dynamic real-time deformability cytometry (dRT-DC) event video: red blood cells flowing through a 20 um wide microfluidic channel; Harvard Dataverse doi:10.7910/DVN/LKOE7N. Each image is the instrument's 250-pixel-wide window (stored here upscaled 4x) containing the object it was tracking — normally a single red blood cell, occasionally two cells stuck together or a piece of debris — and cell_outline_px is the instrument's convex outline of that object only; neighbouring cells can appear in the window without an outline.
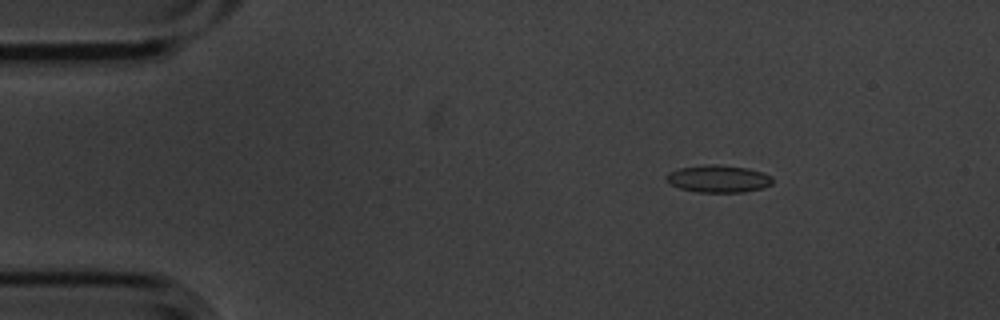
{"species": "common noctule bat (a hibernating species)", "species_latin": "Nyctalus noctula", "temperature_condition": "cold", "stored_images_in_passage": 5, "camera_frame_rate_fps": 3000, "um_per_image_px": 0.085, "animal": {"sex": "male", "body_mass_g": 20.1, "forearm_length_mm": 53.5}, "frame": {"image": 1, "passage_image": 3, "time_ms": 0.667, "image_size_px": [1000, 320], "cell_outline_px": [[772, 184], [764, 188], [744, 192], [696, 192], [680, 188], [664, 180], [664, 176], [668, 172], [680, 168], [712, 164], [716, 164], [748, 168], [772, 176]], "centroid_in_image_um": [61.05, 15.2], "position_along_channel_um": 24.0, "area_um2": 16.94}}